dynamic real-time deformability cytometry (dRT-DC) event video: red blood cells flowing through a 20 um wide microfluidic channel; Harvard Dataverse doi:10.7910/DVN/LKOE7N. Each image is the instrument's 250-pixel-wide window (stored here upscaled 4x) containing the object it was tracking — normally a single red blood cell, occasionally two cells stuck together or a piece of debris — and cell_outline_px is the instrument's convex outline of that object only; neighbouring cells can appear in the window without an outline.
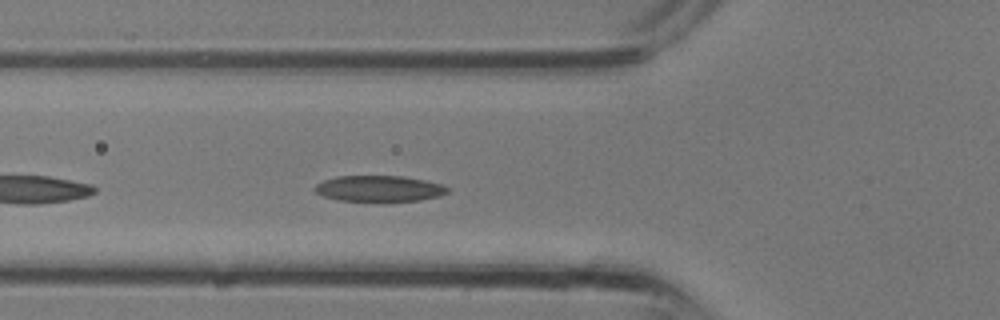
{"species": "common noctule bat (a hibernating species)", "species_latin": "Nyctalus noctula", "temperature_condition": "room temperature", "stored_images_in_passage": 12, "camera_frame_rate_fps": 3000, "um_per_image_px": 0.085, "animal": {"sex": "male", "body_mass_g": 13.3}, "frame": {"image": 1, "passage_image": 2, "time_ms": 0.333, "image_size_px": [1000, 320], "cell_outline_px": [[448, 192], [440, 196], [420, 200], [388, 204], [340, 200], [324, 196], [316, 192], [312, 188], [316, 184], [324, 180], [336, 176], [404, 176], [424, 180], [440, 184], [448, 188]], "centroid_in_image_um": [32.22, 16.07], "position_along_channel_um": 93.6, "area_um2": 20.87}}
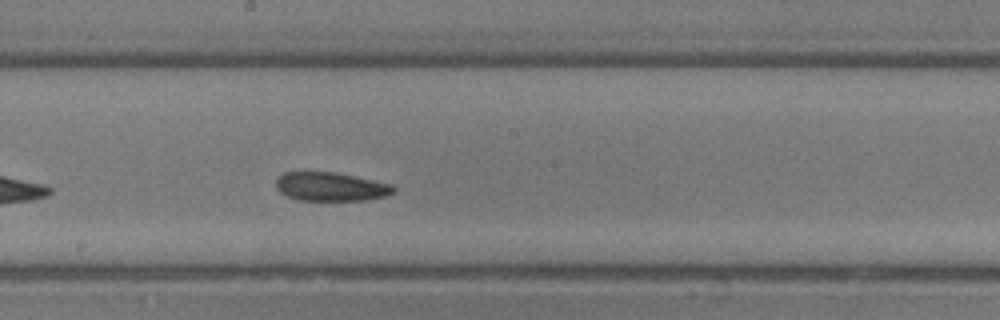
{"frame": {"image": 2, "passage_image": 8, "time_ms": 2.333, "image_size_px": [1000, 320], "cell_outline_px": [[396, 192], [388, 196], [364, 200], [300, 200], [288, 196], [280, 192], [276, 188], [276, 180], [284, 172], [336, 172], [392, 184], [396, 188]], "centroid_in_image_um": [28.16, 15.87], "position_along_channel_um": 220.0, "area_um2": 19.71}}
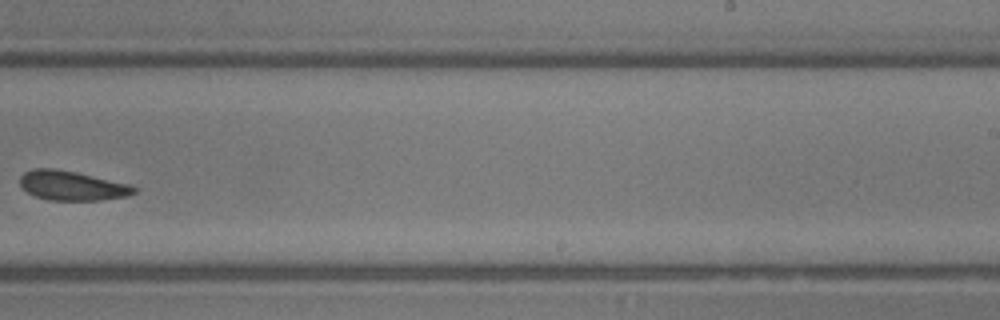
{"frame": {"image": 3, "passage_image": 11, "time_ms": 3.333, "image_size_px": [1000, 320], "cell_outline_px": [[136, 192], [128, 196], [100, 200], [48, 200], [36, 196], [28, 192], [20, 184], [20, 176], [24, 172], [32, 168], [52, 168], [76, 172], [128, 184], [136, 188]], "centroid_in_image_um": [6.1, 15.78], "position_along_channel_um": 282.9, "area_um2": 19.42}}